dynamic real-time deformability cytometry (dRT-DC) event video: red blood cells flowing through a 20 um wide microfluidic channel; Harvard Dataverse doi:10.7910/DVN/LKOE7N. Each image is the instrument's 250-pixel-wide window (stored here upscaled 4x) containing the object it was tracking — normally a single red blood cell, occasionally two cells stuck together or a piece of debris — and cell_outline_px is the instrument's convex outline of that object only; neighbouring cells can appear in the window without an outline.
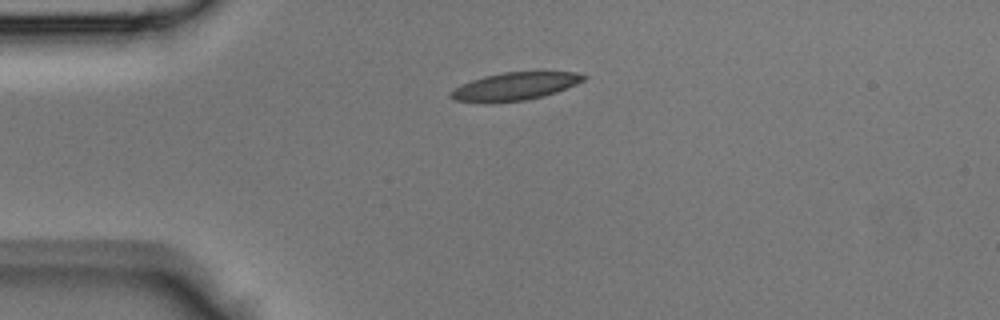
{"species": "Egyptian fruit bat (a non-hibernating species)", "species_latin": "Rousettus aegyptiacus", "temperature_condition": "room temperature", "stored_images_in_passage": 34, "camera_frame_rate_fps": 3000, "um_per_image_px": 0.085, "animal": {"sex": "male"}, "frame": {"image": 1, "passage_image": 1, "time_ms": 0.0, "image_size_px": [1000, 320], "cell_outline_px": [[588, 76], [584, 80], [576, 84], [556, 92], [544, 96], [524, 100], [492, 104], [456, 100], [448, 96], [456, 88], [472, 80], [484, 76], [504, 72], [576, 72]], "centroid_in_image_um": [43.77, 7.35], "position_along_channel_um": 41.2, "area_um2": 21.44}}
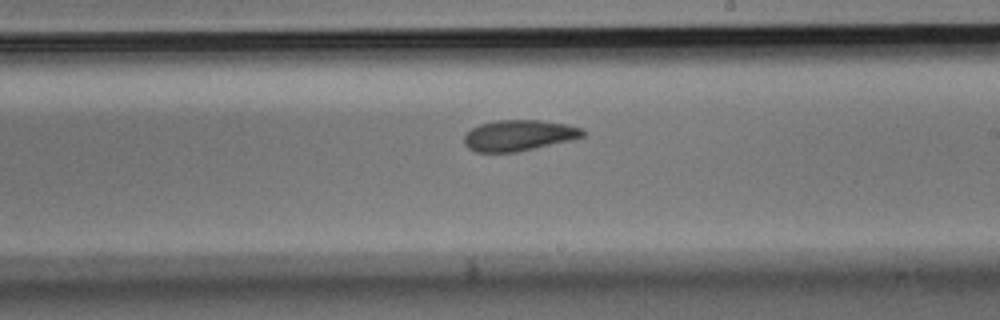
{"frame": {"image": 2, "passage_image": 16, "time_ms": 5.0, "image_size_px": [1000, 320], "cell_outline_px": [[584, 136], [572, 140], [516, 152], [476, 152], [468, 148], [464, 144], [464, 136], [472, 128], [480, 124], [496, 120], [540, 120], [568, 124], [584, 128]], "centroid_in_image_um": [44.12, 11.5], "position_along_channel_um": 244.9, "area_um2": 21.44}}
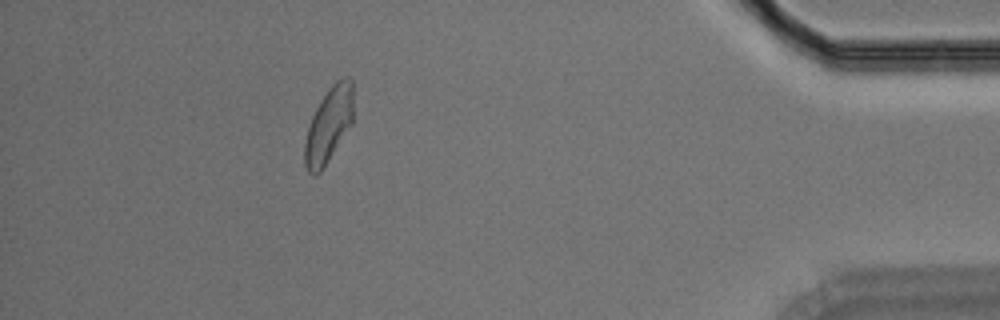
{"frame": {"image": 3, "passage_image": 30, "time_ms": 9.667, "image_size_px": [1000, 320], "cell_outline_px": [[352, 124], [320, 172], [316, 176], [312, 176], [308, 172], [304, 164], [304, 144], [308, 128], [312, 116], [320, 100], [328, 88], [336, 80], [344, 76], [348, 76], [352, 80]], "centroid_in_image_um": [27.92, 10.62], "position_along_channel_um": 407.3, "area_um2": 21.27}}